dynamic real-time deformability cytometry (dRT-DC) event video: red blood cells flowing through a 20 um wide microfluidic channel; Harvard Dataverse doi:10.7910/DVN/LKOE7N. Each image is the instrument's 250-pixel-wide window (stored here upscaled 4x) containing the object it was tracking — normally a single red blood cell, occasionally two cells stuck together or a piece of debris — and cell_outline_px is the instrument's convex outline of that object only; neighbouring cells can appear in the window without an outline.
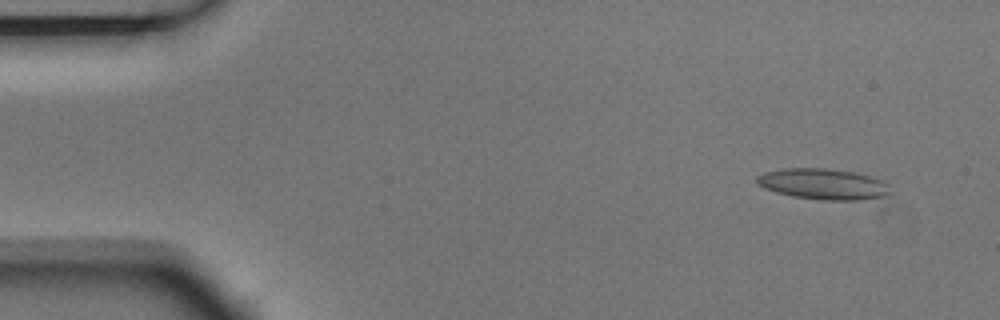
{"species": "Egyptian fruit bat (a non-hibernating species)", "species_latin": "Rousettus aegyptiacus", "temperature_condition": "room temperature", "stored_images_in_passage": 4, "camera_frame_rate_fps": 3000, "um_per_image_px": 0.085, "animal": {"sex": "male"}, "frame": {"image": 1, "passage_image": 1, "time_ms": 0.0, "image_size_px": [1000, 320], "cell_outline_px": [[892, 192], [884, 196], [856, 200], [824, 200], [792, 196], [776, 192], [764, 188], [756, 184], [756, 176], [764, 172], [784, 168], [828, 168], [852, 172], [868, 176], [880, 180], [888, 184]], "centroid_in_image_um": [69.93, 15.64], "position_along_channel_um": 15.1, "area_um2": 23.93}}
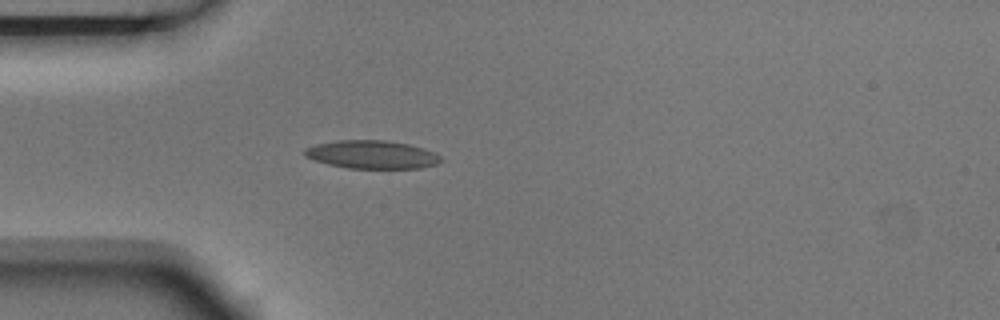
{"frame": {"image": 2, "passage_image": 4, "time_ms": 1.0, "image_size_px": [1000, 320], "cell_outline_px": [[444, 160], [436, 164], [420, 168], [348, 168], [328, 164], [304, 156], [304, 148], [316, 144], [340, 140], [384, 140], [408, 144], [424, 148], [436, 152]], "centroid_in_image_um": [31.64, 13.13], "position_along_channel_um": 53.4, "area_um2": 22.37}}